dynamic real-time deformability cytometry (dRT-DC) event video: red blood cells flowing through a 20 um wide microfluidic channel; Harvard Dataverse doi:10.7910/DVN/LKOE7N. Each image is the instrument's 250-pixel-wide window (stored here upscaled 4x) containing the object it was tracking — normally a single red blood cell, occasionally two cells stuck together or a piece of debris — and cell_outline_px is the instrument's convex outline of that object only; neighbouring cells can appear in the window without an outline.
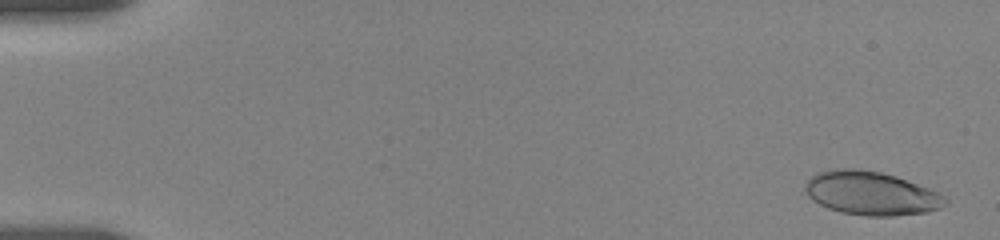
{"species": "human", "species_latin": "Homo sapiens", "temperature_condition": "room temperature", "stored_images_in_passage": 30, "camera_frame_rate_fps": 3000, "um_per_image_px": 0.085, "donor": {"sex": "female"}, "frame": {"image": 1, "passage_image": 1, "time_ms": 0.0, "image_size_px": [1000, 240], "cell_outline_px": [[948, 204], [940, 208], [928, 212], [892, 216], [864, 216], [840, 212], [828, 208], [812, 200], [808, 196], [804, 188], [804, 184], [812, 176], [820, 172], [840, 168], [852, 168], [880, 172], [896, 176], [928, 188], [944, 196], [948, 200]], "centroid_in_image_um": [74.05, 16.44], "position_along_channel_um": 11.0, "area_um2": 35.55}}
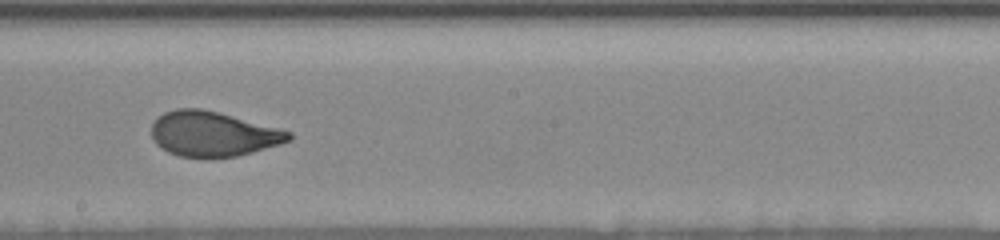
{"frame": {"image": 2, "passage_image": 16, "time_ms": 10.0, "image_size_px": [1000, 240], "cell_outline_px": [[292, 140], [252, 152], [236, 156], [208, 160], [204, 160], [180, 156], [168, 152], [160, 148], [152, 140], [152, 124], [164, 112], [176, 108], [200, 108], [216, 112], [292, 132]], "centroid_in_image_um": [18.05, 11.42], "position_along_channel_um": 230.1, "area_um2": 36.13}}
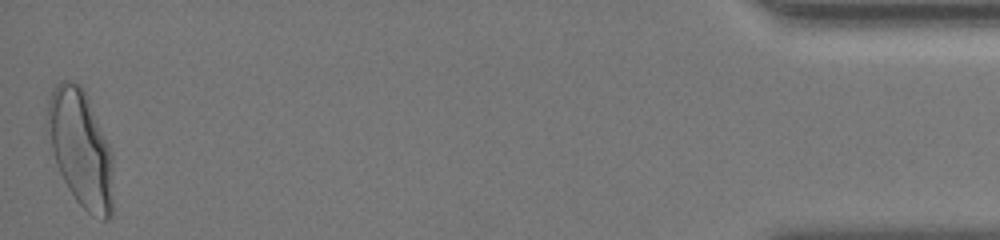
{"frame": {"image": 3, "passage_image": 30, "time_ms": 17.667, "image_size_px": [1000, 240], "cell_outline_px": [[112, 216], [108, 220], [104, 220], [92, 216], [76, 200], [68, 188], [56, 164], [44, 124], [48, 100], [52, 88], [60, 80], [72, 80], [80, 84], [84, 88], [112, 152]], "centroid_in_image_um": [6.82, 12.57], "position_along_channel_um": 428.4, "area_um2": 45.32}, "authors_computed_cell_mechanics": {"area_um2": 36.3273, "velocity_mm_per_s": 3.6508, "shape_relaxation_time_tau1_ms": 5.4609, "shape_relaxation_time_tau2_ms": null, "deformation_change_tau1": 0.1867, "deformation_change_tau2": null}}